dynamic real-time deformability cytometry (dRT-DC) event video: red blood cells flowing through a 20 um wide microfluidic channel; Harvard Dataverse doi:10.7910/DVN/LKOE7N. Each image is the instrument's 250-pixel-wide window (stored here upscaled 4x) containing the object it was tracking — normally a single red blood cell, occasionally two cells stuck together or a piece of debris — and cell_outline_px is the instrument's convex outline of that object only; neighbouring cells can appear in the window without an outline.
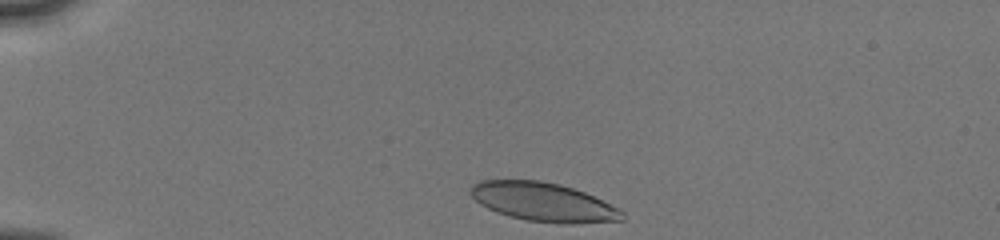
{"species": "human", "species_latin": "Homo sapiens", "temperature_condition": "cold", "stored_images_in_passage": 16, "camera_frame_rate_fps": 3000, "um_per_image_px": 0.085, "donor": {"sex": "male"}, "frame": {"image": 1, "passage_image": 1, "time_ms": 0.0, "image_size_px": [1000, 240], "cell_outline_px": [[624, 220], [576, 224], [560, 224], [528, 220], [496, 212], [480, 204], [468, 192], [472, 184], [480, 180], [540, 180], [572, 188], [584, 192], [620, 208], [624, 212]], "centroid_in_image_um": [46.2, 17.18], "position_along_channel_um": 38.8, "area_um2": 34.28}}
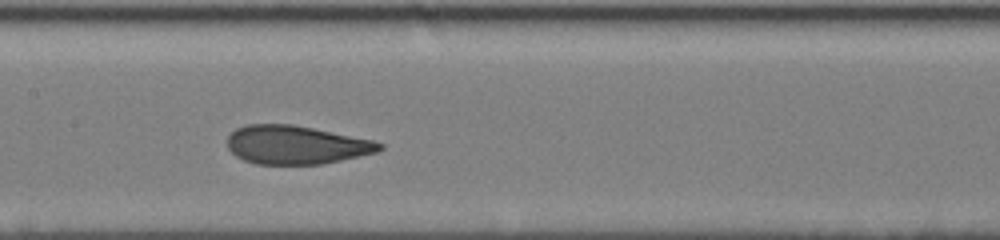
{"frame": {"image": 2, "passage_image": 10, "time_ms": 5.0, "image_size_px": [1000, 240], "cell_outline_px": [[384, 148], [376, 152], [360, 156], [320, 164], [256, 164], [244, 160], [236, 156], [228, 148], [228, 136], [236, 128], [248, 124], [292, 124], [372, 140], [384, 144]], "centroid_in_image_um": [25.15, 12.31], "position_along_channel_um": 182.2, "area_um2": 33.93}}
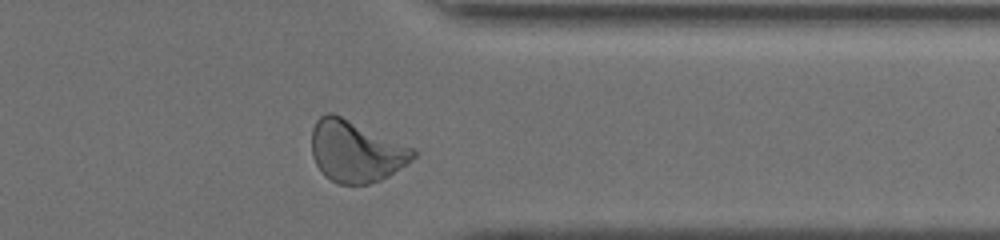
{"frame": {"image": 3, "passage_image": 15, "time_ms": 10.0, "image_size_px": [1000, 240], "cell_outline_px": [[416, 156], [388, 176], [380, 180], [368, 184], [336, 184], [324, 176], [316, 164], [312, 156], [312, 128], [316, 120], [320, 116], [328, 112], [332, 112], [416, 148]], "centroid_in_image_um": [30.23, 12.86], "position_along_channel_um": 381.2, "area_um2": 36.53}, "authors_computed_cell_mechanics": {"area_um2": 34.8534, "velocity_mm_per_s": 4.0308, "shape_relaxation_time_tau1_ms": 5.1028, "shape_relaxation_time_tau2_ms": 0.0802, "deformation_change_tau1": 0.1684, "deformation_change_tau2": 0.0369}}